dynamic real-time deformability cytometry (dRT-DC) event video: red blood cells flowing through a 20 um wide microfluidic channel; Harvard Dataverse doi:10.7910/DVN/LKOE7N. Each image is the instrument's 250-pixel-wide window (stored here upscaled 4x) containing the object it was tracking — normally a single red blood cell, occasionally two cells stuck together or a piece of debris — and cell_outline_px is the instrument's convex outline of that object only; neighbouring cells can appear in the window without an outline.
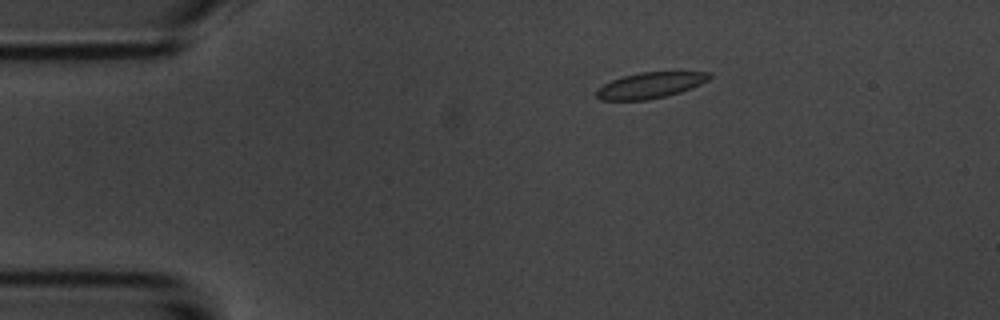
{"species": "common noctule bat (a hibernating species)", "species_latin": "Nyctalus noctula", "temperature_condition": "room temperature", "stored_images_in_passage": 4, "camera_frame_rate_fps": 3000, "um_per_image_px": 0.085, "animal": {"sex": "male", "body_mass_g": 20.1, "forearm_length_mm": 53.5}, "frame": {"image": 1, "passage_image": 1, "time_ms": 0.0, "image_size_px": [1000, 320], "cell_outline_px": [[712, 76], [708, 80], [700, 84], [680, 92], [648, 100], [600, 100], [596, 96], [596, 88], [612, 80], [624, 76], [640, 72], [712, 72]], "centroid_in_image_um": [55.25, 7.25], "position_along_channel_um": 29.7, "area_um2": 16.94}}